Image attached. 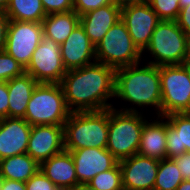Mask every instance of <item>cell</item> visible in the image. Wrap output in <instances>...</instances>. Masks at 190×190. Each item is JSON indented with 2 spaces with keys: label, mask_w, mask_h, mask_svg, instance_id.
Here are the masks:
<instances>
[{
  "label": "cell",
  "mask_w": 190,
  "mask_h": 190,
  "mask_svg": "<svg viewBox=\"0 0 190 190\" xmlns=\"http://www.w3.org/2000/svg\"><path fill=\"white\" fill-rule=\"evenodd\" d=\"M26 190H60L40 169L25 182Z\"/></svg>",
  "instance_id": "cell-29"
},
{
  "label": "cell",
  "mask_w": 190,
  "mask_h": 190,
  "mask_svg": "<svg viewBox=\"0 0 190 190\" xmlns=\"http://www.w3.org/2000/svg\"><path fill=\"white\" fill-rule=\"evenodd\" d=\"M71 152L79 184L88 183L95 175L113 168L119 161L106 148H82Z\"/></svg>",
  "instance_id": "cell-14"
},
{
  "label": "cell",
  "mask_w": 190,
  "mask_h": 190,
  "mask_svg": "<svg viewBox=\"0 0 190 190\" xmlns=\"http://www.w3.org/2000/svg\"><path fill=\"white\" fill-rule=\"evenodd\" d=\"M31 128L24 118L0 119V160L26 153Z\"/></svg>",
  "instance_id": "cell-16"
},
{
  "label": "cell",
  "mask_w": 190,
  "mask_h": 190,
  "mask_svg": "<svg viewBox=\"0 0 190 190\" xmlns=\"http://www.w3.org/2000/svg\"><path fill=\"white\" fill-rule=\"evenodd\" d=\"M121 19V7L112 2L80 16V24L84 28L91 43L96 47L107 31Z\"/></svg>",
  "instance_id": "cell-17"
},
{
  "label": "cell",
  "mask_w": 190,
  "mask_h": 190,
  "mask_svg": "<svg viewBox=\"0 0 190 190\" xmlns=\"http://www.w3.org/2000/svg\"><path fill=\"white\" fill-rule=\"evenodd\" d=\"M46 14L73 11V0H41Z\"/></svg>",
  "instance_id": "cell-31"
},
{
  "label": "cell",
  "mask_w": 190,
  "mask_h": 190,
  "mask_svg": "<svg viewBox=\"0 0 190 190\" xmlns=\"http://www.w3.org/2000/svg\"><path fill=\"white\" fill-rule=\"evenodd\" d=\"M42 36V23L10 20L3 50L26 69Z\"/></svg>",
  "instance_id": "cell-9"
},
{
  "label": "cell",
  "mask_w": 190,
  "mask_h": 190,
  "mask_svg": "<svg viewBox=\"0 0 190 190\" xmlns=\"http://www.w3.org/2000/svg\"><path fill=\"white\" fill-rule=\"evenodd\" d=\"M112 2L114 0H73V10L81 16Z\"/></svg>",
  "instance_id": "cell-30"
},
{
  "label": "cell",
  "mask_w": 190,
  "mask_h": 190,
  "mask_svg": "<svg viewBox=\"0 0 190 190\" xmlns=\"http://www.w3.org/2000/svg\"><path fill=\"white\" fill-rule=\"evenodd\" d=\"M9 18L5 12H0V50L4 49Z\"/></svg>",
  "instance_id": "cell-36"
},
{
  "label": "cell",
  "mask_w": 190,
  "mask_h": 190,
  "mask_svg": "<svg viewBox=\"0 0 190 190\" xmlns=\"http://www.w3.org/2000/svg\"><path fill=\"white\" fill-rule=\"evenodd\" d=\"M24 73L25 69L20 63L5 50H0V82H8Z\"/></svg>",
  "instance_id": "cell-27"
},
{
  "label": "cell",
  "mask_w": 190,
  "mask_h": 190,
  "mask_svg": "<svg viewBox=\"0 0 190 190\" xmlns=\"http://www.w3.org/2000/svg\"><path fill=\"white\" fill-rule=\"evenodd\" d=\"M117 97L141 110L152 106L155 114L161 116L160 67L149 63L140 66L139 62L116 69L114 98Z\"/></svg>",
  "instance_id": "cell-2"
},
{
  "label": "cell",
  "mask_w": 190,
  "mask_h": 190,
  "mask_svg": "<svg viewBox=\"0 0 190 190\" xmlns=\"http://www.w3.org/2000/svg\"><path fill=\"white\" fill-rule=\"evenodd\" d=\"M167 158L190 153V113H173L165 116Z\"/></svg>",
  "instance_id": "cell-20"
},
{
  "label": "cell",
  "mask_w": 190,
  "mask_h": 190,
  "mask_svg": "<svg viewBox=\"0 0 190 190\" xmlns=\"http://www.w3.org/2000/svg\"><path fill=\"white\" fill-rule=\"evenodd\" d=\"M37 163L27 153L0 160V178L27 182L38 170Z\"/></svg>",
  "instance_id": "cell-23"
},
{
  "label": "cell",
  "mask_w": 190,
  "mask_h": 190,
  "mask_svg": "<svg viewBox=\"0 0 190 190\" xmlns=\"http://www.w3.org/2000/svg\"><path fill=\"white\" fill-rule=\"evenodd\" d=\"M8 97L7 82H0V119L8 117Z\"/></svg>",
  "instance_id": "cell-34"
},
{
  "label": "cell",
  "mask_w": 190,
  "mask_h": 190,
  "mask_svg": "<svg viewBox=\"0 0 190 190\" xmlns=\"http://www.w3.org/2000/svg\"><path fill=\"white\" fill-rule=\"evenodd\" d=\"M176 190H190V180H183Z\"/></svg>",
  "instance_id": "cell-39"
},
{
  "label": "cell",
  "mask_w": 190,
  "mask_h": 190,
  "mask_svg": "<svg viewBox=\"0 0 190 190\" xmlns=\"http://www.w3.org/2000/svg\"><path fill=\"white\" fill-rule=\"evenodd\" d=\"M43 36L61 45L73 29L80 23V16L73 10L69 12L51 13L43 19Z\"/></svg>",
  "instance_id": "cell-22"
},
{
  "label": "cell",
  "mask_w": 190,
  "mask_h": 190,
  "mask_svg": "<svg viewBox=\"0 0 190 190\" xmlns=\"http://www.w3.org/2000/svg\"><path fill=\"white\" fill-rule=\"evenodd\" d=\"M88 184L96 190H123L119 162L113 168L95 175Z\"/></svg>",
  "instance_id": "cell-26"
},
{
  "label": "cell",
  "mask_w": 190,
  "mask_h": 190,
  "mask_svg": "<svg viewBox=\"0 0 190 190\" xmlns=\"http://www.w3.org/2000/svg\"><path fill=\"white\" fill-rule=\"evenodd\" d=\"M25 72L38 83L60 84L67 72L62 63L60 45L52 39L42 36Z\"/></svg>",
  "instance_id": "cell-10"
},
{
  "label": "cell",
  "mask_w": 190,
  "mask_h": 190,
  "mask_svg": "<svg viewBox=\"0 0 190 190\" xmlns=\"http://www.w3.org/2000/svg\"><path fill=\"white\" fill-rule=\"evenodd\" d=\"M96 62L115 69L141 61L142 52L134 44L125 23L120 19L95 47Z\"/></svg>",
  "instance_id": "cell-7"
},
{
  "label": "cell",
  "mask_w": 190,
  "mask_h": 190,
  "mask_svg": "<svg viewBox=\"0 0 190 190\" xmlns=\"http://www.w3.org/2000/svg\"><path fill=\"white\" fill-rule=\"evenodd\" d=\"M184 180L180 169L172 158L159 160L154 190H176Z\"/></svg>",
  "instance_id": "cell-25"
},
{
  "label": "cell",
  "mask_w": 190,
  "mask_h": 190,
  "mask_svg": "<svg viewBox=\"0 0 190 190\" xmlns=\"http://www.w3.org/2000/svg\"><path fill=\"white\" fill-rule=\"evenodd\" d=\"M172 159L180 169L184 180H190V153L186 152L182 155L175 156Z\"/></svg>",
  "instance_id": "cell-32"
},
{
  "label": "cell",
  "mask_w": 190,
  "mask_h": 190,
  "mask_svg": "<svg viewBox=\"0 0 190 190\" xmlns=\"http://www.w3.org/2000/svg\"><path fill=\"white\" fill-rule=\"evenodd\" d=\"M178 26L190 38V4L181 8L177 18Z\"/></svg>",
  "instance_id": "cell-33"
},
{
  "label": "cell",
  "mask_w": 190,
  "mask_h": 190,
  "mask_svg": "<svg viewBox=\"0 0 190 190\" xmlns=\"http://www.w3.org/2000/svg\"><path fill=\"white\" fill-rule=\"evenodd\" d=\"M60 51L62 63L67 71L96 62L95 46L80 23L60 45Z\"/></svg>",
  "instance_id": "cell-15"
},
{
  "label": "cell",
  "mask_w": 190,
  "mask_h": 190,
  "mask_svg": "<svg viewBox=\"0 0 190 190\" xmlns=\"http://www.w3.org/2000/svg\"><path fill=\"white\" fill-rule=\"evenodd\" d=\"M37 84L38 82L26 72L7 82L9 118L25 117L27 104Z\"/></svg>",
  "instance_id": "cell-21"
},
{
  "label": "cell",
  "mask_w": 190,
  "mask_h": 190,
  "mask_svg": "<svg viewBox=\"0 0 190 190\" xmlns=\"http://www.w3.org/2000/svg\"><path fill=\"white\" fill-rule=\"evenodd\" d=\"M109 109L71 112L64 124V150L106 148Z\"/></svg>",
  "instance_id": "cell-4"
},
{
  "label": "cell",
  "mask_w": 190,
  "mask_h": 190,
  "mask_svg": "<svg viewBox=\"0 0 190 190\" xmlns=\"http://www.w3.org/2000/svg\"><path fill=\"white\" fill-rule=\"evenodd\" d=\"M9 20L41 23L47 16L41 0H8L5 11Z\"/></svg>",
  "instance_id": "cell-24"
},
{
  "label": "cell",
  "mask_w": 190,
  "mask_h": 190,
  "mask_svg": "<svg viewBox=\"0 0 190 190\" xmlns=\"http://www.w3.org/2000/svg\"><path fill=\"white\" fill-rule=\"evenodd\" d=\"M180 8H183L190 4V0H179Z\"/></svg>",
  "instance_id": "cell-42"
},
{
  "label": "cell",
  "mask_w": 190,
  "mask_h": 190,
  "mask_svg": "<svg viewBox=\"0 0 190 190\" xmlns=\"http://www.w3.org/2000/svg\"><path fill=\"white\" fill-rule=\"evenodd\" d=\"M154 60L149 64L158 67L181 64L190 55V38L178 26L177 21L161 20L146 49Z\"/></svg>",
  "instance_id": "cell-6"
},
{
  "label": "cell",
  "mask_w": 190,
  "mask_h": 190,
  "mask_svg": "<svg viewBox=\"0 0 190 190\" xmlns=\"http://www.w3.org/2000/svg\"><path fill=\"white\" fill-rule=\"evenodd\" d=\"M149 5L160 20L176 21L181 9L179 0H151Z\"/></svg>",
  "instance_id": "cell-28"
},
{
  "label": "cell",
  "mask_w": 190,
  "mask_h": 190,
  "mask_svg": "<svg viewBox=\"0 0 190 190\" xmlns=\"http://www.w3.org/2000/svg\"><path fill=\"white\" fill-rule=\"evenodd\" d=\"M64 150V125L32 126L26 153L41 164Z\"/></svg>",
  "instance_id": "cell-13"
},
{
  "label": "cell",
  "mask_w": 190,
  "mask_h": 190,
  "mask_svg": "<svg viewBox=\"0 0 190 190\" xmlns=\"http://www.w3.org/2000/svg\"><path fill=\"white\" fill-rule=\"evenodd\" d=\"M164 120V116H157L156 120L152 122L145 121L138 147V155L157 160L167 158L166 121Z\"/></svg>",
  "instance_id": "cell-19"
},
{
  "label": "cell",
  "mask_w": 190,
  "mask_h": 190,
  "mask_svg": "<svg viewBox=\"0 0 190 190\" xmlns=\"http://www.w3.org/2000/svg\"><path fill=\"white\" fill-rule=\"evenodd\" d=\"M72 190H96V189L92 188L88 183H86V184H78Z\"/></svg>",
  "instance_id": "cell-40"
},
{
  "label": "cell",
  "mask_w": 190,
  "mask_h": 190,
  "mask_svg": "<svg viewBox=\"0 0 190 190\" xmlns=\"http://www.w3.org/2000/svg\"><path fill=\"white\" fill-rule=\"evenodd\" d=\"M0 190H26L24 182L0 178Z\"/></svg>",
  "instance_id": "cell-35"
},
{
  "label": "cell",
  "mask_w": 190,
  "mask_h": 190,
  "mask_svg": "<svg viewBox=\"0 0 190 190\" xmlns=\"http://www.w3.org/2000/svg\"><path fill=\"white\" fill-rule=\"evenodd\" d=\"M8 0H0V12L7 10Z\"/></svg>",
  "instance_id": "cell-41"
},
{
  "label": "cell",
  "mask_w": 190,
  "mask_h": 190,
  "mask_svg": "<svg viewBox=\"0 0 190 190\" xmlns=\"http://www.w3.org/2000/svg\"><path fill=\"white\" fill-rule=\"evenodd\" d=\"M161 117L190 113V78L181 64L160 66Z\"/></svg>",
  "instance_id": "cell-8"
},
{
  "label": "cell",
  "mask_w": 190,
  "mask_h": 190,
  "mask_svg": "<svg viewBox=\"0 0 190 190\" xmlns=\"http://www.w3.org/2000/svg\"><path fill=\"white\" fill-rule=\"evenodd\" d=\"M116 69L94 62L64 75L61 86L71 112L100 111L113 107Z\"/></svg>",
  "instance_id": "cell-1"
},
{
  "label": "cell",
  "mask_w": 190,
  "mask_h": 190,
  "mask_svg": "<svg viewBox=\"0 0 190 190\" xmlns=\"http://www.w3.org/2000/svg\"><path fill=\"white\" fill-rule=\"evenodd\" d=\"M109 108L108 142L106 149L121 161L138 153L146 117L134 107Z\"/></svg>",
  "instance_id": "cell-3"
},
{
  "label": "cell",
  "mask_w": 190,
  "mask_h": 190,
  "mask_svg": "<svg viewBox=\"0 0 190 190\" xmlns=\"http://www.w3.org/2000/svg\"><path fill=\"white\" fill-rule=\"evenodd\" d=\"M123 190H151L159 167V160L133 155L119 161Z\"/></svg>",
  "instance_id": "cell-12"
},
{
  "label": "cell",
  "mask_w": 190,
  "mask_h": 190,
  "mask_svg": "<svg viewBox=\"0 0 190 190\" xmlns=\"http://www.w3.org/2000/svg\"><path fill=\"white\" fill-rule=\"evenodd\" d=\"M40 170L60 190H72L79 184L70 151L63 150L42 162L40 164Z\"/></svg>",
  "instance_id": "cell-18"
},
{
  "label": "cell",
  "mask_w": 190,
  "mask_h": 190,
  "mask_svg": "<svg viewBox=\"0 0 190 190\" xmlns=\"http://www.w3.org/2000/svg\"><path fill=\"white\" fill-rule=\"evenodd\" d=\"M71 111L61 84L38 83L26 108L24 119L31 125H64Z\"/></svg>",
  "instance_id": "cell-5"
},
{
  "label": "cell",
  "mask_w": 190,
  "mask_h": 190,
  "mask_svg": "<svg viewBox=\"0 0 190 190\" xmlns=\"http://www.w3.org/2000/svg\"><path fill=\"white\" fill-rule=\"evenodd\" d=\"M151 0H114L121 8L131 4H149Z\"/></svg>",
  "instance_id": "cell-37"
},
{
  "label": "cell",
  "mask_w": 190,
  "mask_h": 190,
  "mask_svg": "<svg viewBox=\"0 0 190 190\" xmlns=\"http://www.w3.org/2000/svg\"><path fill=\"white\" fill-rule=\"evenodd\" d=\"M181 65L185 69L187 75L190 78V55L184 59V61L181 63Z\"/></svg>",
  "instance_id": "cell-38"
},
{
  "label": "cell",
  "mask_w": 190,
  "mask_h": 190,
  "mask_svg": "<svg viewBox=\"0 0 190 190\" xmlns=\"http://www.w3.org/2000/svg\"><path fill=\"white\" fill-rule=\"evenodd\" d=\"M121 20L141 52L149 45L153 31L161 21L149 4H131L122 7Z\"/></svg>",
  "instance_id": "cell-11"
}]
</instances>
